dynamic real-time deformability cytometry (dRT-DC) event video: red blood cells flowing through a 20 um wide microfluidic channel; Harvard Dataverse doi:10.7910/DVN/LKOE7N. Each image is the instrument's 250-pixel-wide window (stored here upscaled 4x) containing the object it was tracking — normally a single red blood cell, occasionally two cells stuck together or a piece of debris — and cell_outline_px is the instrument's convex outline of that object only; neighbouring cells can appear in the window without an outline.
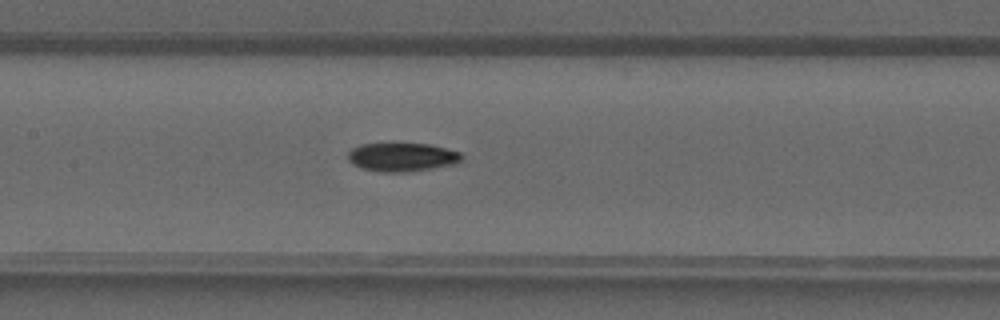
{"species": "common noctule bat (a hibernating species)", "species_latin": "Nyctalus noctula", "temperature_condition": "warm", "stored_images_in_passage": 39, "camera_frame_rate_fps": 3000, "um_per_image_px": 0.085, "animal": {"sex": "male", "forearm_length_mm": 52.5}, "frame": {"image": 1, "passage_image": 20, "time_ms": 6.333, "image_size_px": [1000, 320], "cell_outline_px": [[464, 156], [456, 164], [408, 172], [380, 172], [364, 168], [352, 164], [348, 160], [348, 152], [352, 148], [360, 144], [428, 144], [460, 152]], "centroid_in_image_um": [34.17, 13.36], "position_along_channel_um": 173.2, "area_um2": 18.84}}
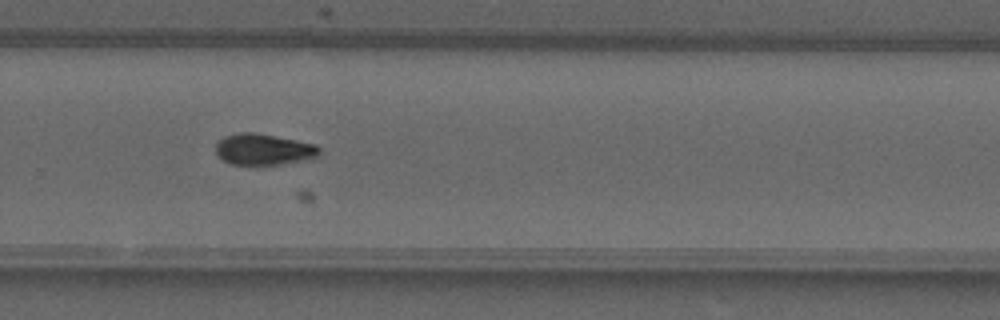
{"frame": {"image": 2, "passage_image": 28, "time_ms": 9.0, "image_size_px": [1000, 320], "cell_outline_px": [[320, 152], [316, 156], [280, 164], [232, 164], [224, 160], [216, 152], [216, 144], [224, 136], [240, 132], [256, 132], [316, 144], [320, 148]], "centroid_in_image_um": [22.38, 12.67], "position_along_channel_um": 307.4, "area_um2": 18.44}}
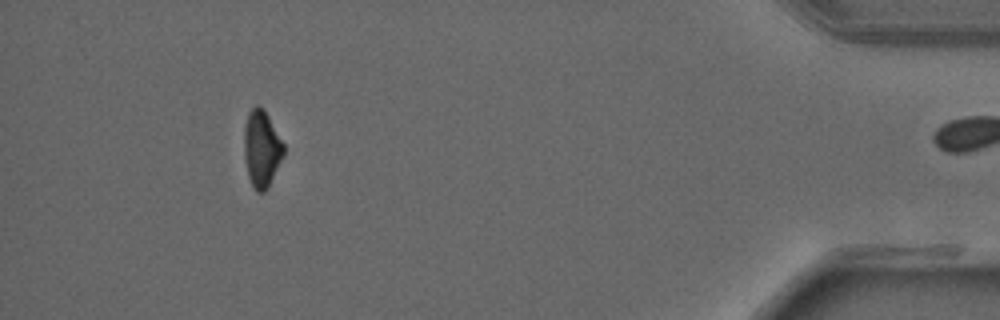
{"frame": {"image": 3, "passage_image": 38, "time_ms": 12.333, "image_size_px": [1000, 320], "cell_outline_px": [[284, 156], [268, 188], [264, 192], [256, 192], [248, 176], [244, 156], [244, 124], [248, 112], [256, 104], [264, 108], [284, 144]], "centroid_in_image_um": [22.24, 12.63], "position_along_channel_um": 413.0, "area_um2": 17.92}}